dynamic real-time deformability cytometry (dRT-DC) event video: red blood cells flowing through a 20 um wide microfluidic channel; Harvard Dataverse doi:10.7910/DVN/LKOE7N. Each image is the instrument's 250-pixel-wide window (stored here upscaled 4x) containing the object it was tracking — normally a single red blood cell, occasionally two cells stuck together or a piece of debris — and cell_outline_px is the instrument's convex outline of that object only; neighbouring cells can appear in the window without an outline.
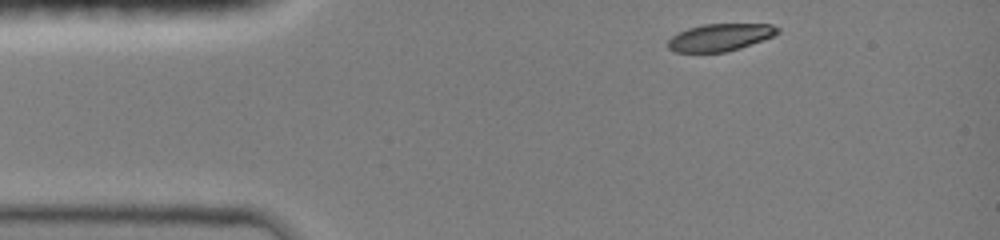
{"species": "common noctule bat (a hibernating species)", "species_latin": "Nyctalus noctula", "temperature_condition": "room temperature", "stored_images_in_passage": 19, "camera_frame_rate_fps": 3000, "um_per_image_px": 0.085, "animal": {"sex": "female", "body_mass_g": 19.0, "forearm_length_mm": 51.5}, "frame": {"image": 1, "passage_image": 1, "time_ms": 0.0, "image_size_px": [1000, 240], "cell_outline_px": [[780, 32], [772, 36], [740, 48], [724, 52], [672, 52], [668, 48], [668, 40], [672, 36], [688, 28], [704, 24], [772, 24], [780, 28]], "centroid_in_image_um": [61.2, 3.17], "position_along_channel_um": 23.8, "area_um2": 17.34}}
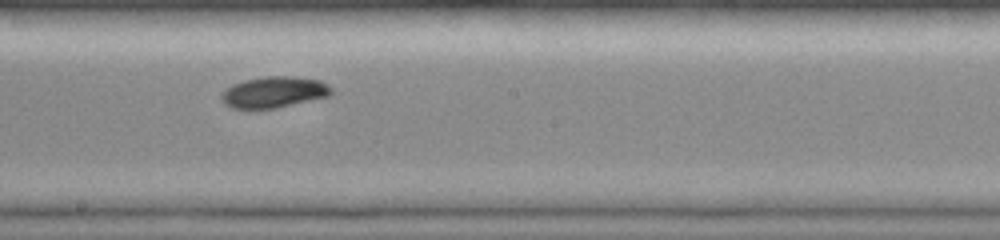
{"frame": {"image": 2, "passage_image": 11, "time_ms": 6.333, "image_size_px": [1000, 240], "cell_outline_px": [[332, 92], [328, 96], [276, 108], [232, 108], [224, 104], [220, 100], [220, 96], [224, 88], [232, 84], [244, 80], [268, 76], [296, 76], [320, 80], [328, 84], [332, 88]], "centroid_in_image_um": [23.25, 7.82], "position_along_channel_um": 224.9, "area_um2": 20.06}}
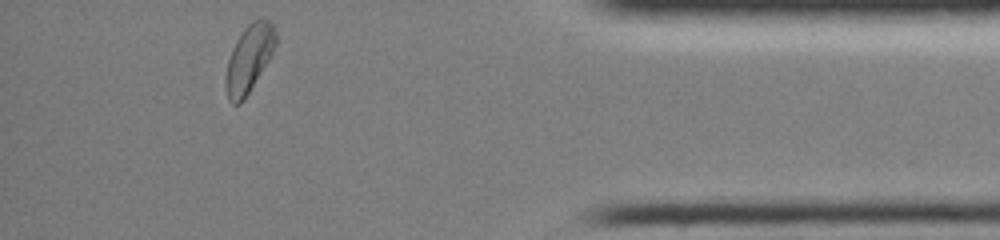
{"frame": {"image": 3, "passage_image": 19, "time_ms": 11.667, "image_size_px": [1000, 240], "cell_outline_px": [[276, 44], [268, 60], [244, 100], [240, 104], [232, 104], [228, 100], [224, 84], [228, 60], [232, 48], [236, 40], [244, 28], [252, 20], [260, 16], [268, 20], [272, 24], [276, 32]], "centroid_in_image_um": [21.15, 4.96], "position_along_channel_um": 414.1, "area_um2": 19.65}, "authors_computed_cell_mechanics": {"area_um2": 19.4208, "velocity_mm_per_s": 4.0854, "shape_relaxation_time_tau1_ms": 2.2187, "shape_relaxation_time_tau2_ms": null, "deformation_change_tau1": 0.127, "deformation_change_tau2": null}}